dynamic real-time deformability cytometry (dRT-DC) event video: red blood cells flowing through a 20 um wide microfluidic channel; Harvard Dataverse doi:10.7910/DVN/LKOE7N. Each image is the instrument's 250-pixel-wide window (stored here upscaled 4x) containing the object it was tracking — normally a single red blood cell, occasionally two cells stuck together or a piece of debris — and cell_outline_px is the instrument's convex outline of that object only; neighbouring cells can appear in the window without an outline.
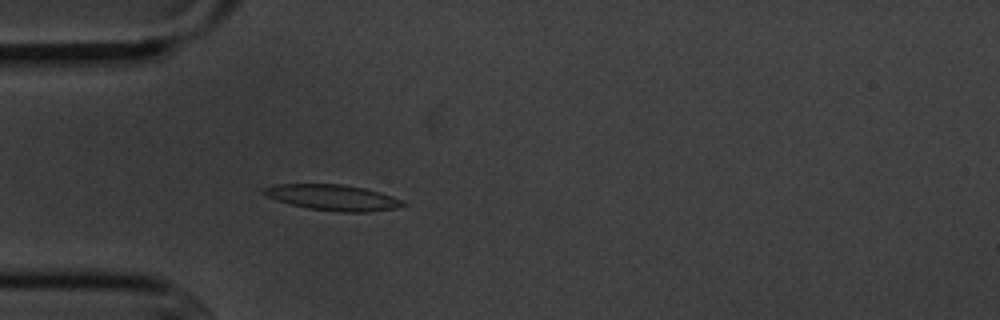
{"species": "common noctule bat (a hibernating species)", "species_latin": "Nyctalus noctula", "temperature_condition": "cold", "stored_images_in_passage": 1, "camera_frame_rate_fps": 3000, "um_per_image_px": 0.085, "animal": {"sex": "male", "body_mass_g": 20.1, "forearm_length_mm": 53.5}, "frame": {"image": 1, "passage_image": 1, "time_ms": 0.0, "image_size_px": [1000, 320], "cell_outline_px": [[408, 204], [396, 208], [364, 212], [340, 212], [308, 208], [292, 204], [268, 196], [260, 192], [264, 188], [276, 184], [340, 184], [364, 188], [380, 192], [392, 196]], "centroid_in_image_um": [28.31, 16.78], "position_along_channel_um": 56.7, "area_um2": 20.58}}